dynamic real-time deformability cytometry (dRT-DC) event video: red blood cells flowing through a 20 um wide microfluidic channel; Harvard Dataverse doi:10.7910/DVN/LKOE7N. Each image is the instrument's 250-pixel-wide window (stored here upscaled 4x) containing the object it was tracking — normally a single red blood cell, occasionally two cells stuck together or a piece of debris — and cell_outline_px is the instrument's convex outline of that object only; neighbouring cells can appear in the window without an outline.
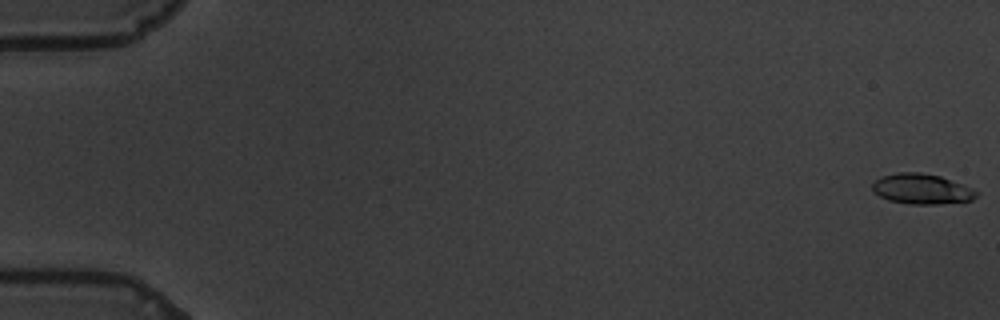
{"species": "common noctule bat (a hibernating species)", "species_latin": "Nyctalus noctula", "temperature_condition": "warm", "stored_images_in_passage": 60, "camera_frame_rate_fps": 3000, "um_per_image_px": 0.085, "animal": {"sex": "male", "body_mass_g": 19.5, "forearm_length_mm": 54.6}, "frame": {"image": 1, "passage_image": 1, "time_ms": 0.0, "image_size_px": [1000, 320], "cell_outline_px": [[980, 192], [972, 200], [936, 204], [912, 204], [888, 200], [872, 192], [872, 184], [880, 176], [896, 172], [920, 172], [940, 176], [972, 188]], "centroid_in_image_um": [78.32, 16.05], "position_along_channel_um": 6.7, "area_um2": 18.38}}
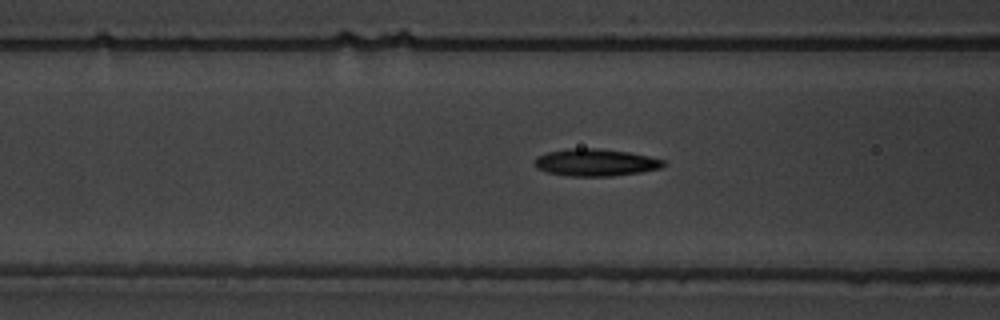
{"frame": {"image": 2, "passage_image": 25, "time_ms": 8.0, "image_size_px": [1000, 320], "cell_outline_px": [[668, 164], [660, 168], [640, 172], [612, 176], [568, 176], [548, 172], [536, 168], [536, 156], [548, 152], [568, 148], [600, 148], [628, 152], [648, 156], [664, 160]], "centroid_in_image_um": [50.64, 13.8], "position_along_channel_um": 116.0, "area_um2": 20.4}}
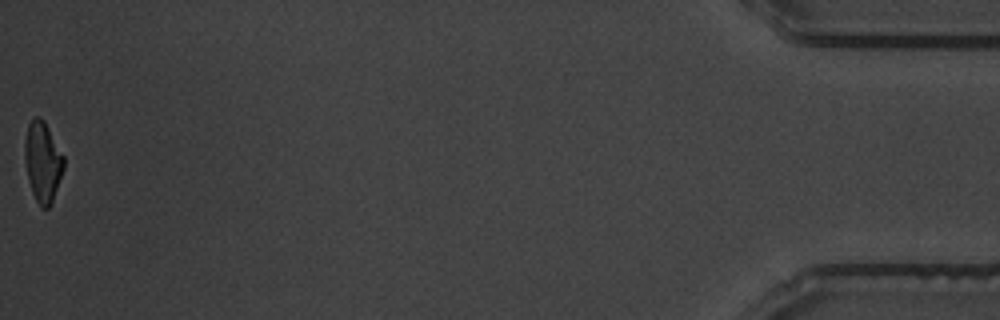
{"frame": {"image": 3, "passage_image": 60, "time_ms": 19.667, "image_size_px": [1000, 320], "cell_outline_px": [[64, 168], [52, 204], [48, 208], [40, 208], [32, 192], [28, 180], [24, 160], [24, 144], [28, 124], [36, 116], [40, 116], [44, 120], [64, 156]], "centroid_in_image_um": [3.63, 13.77], "position_along_channel_um": 431.6, "area_um2": 18.44}, "authors_computed_cell_mechanics": {"area_um2": 19.363, "velocity_mm_per_s": 3.4867, "shape_relaxation_time_tau1_ms": 4.8037, "shape_relaxation_time_tau2_ms": 2.1631, "deformation_change_tau1": 0.1902, "deformation_change_tau2": 0.1065}}